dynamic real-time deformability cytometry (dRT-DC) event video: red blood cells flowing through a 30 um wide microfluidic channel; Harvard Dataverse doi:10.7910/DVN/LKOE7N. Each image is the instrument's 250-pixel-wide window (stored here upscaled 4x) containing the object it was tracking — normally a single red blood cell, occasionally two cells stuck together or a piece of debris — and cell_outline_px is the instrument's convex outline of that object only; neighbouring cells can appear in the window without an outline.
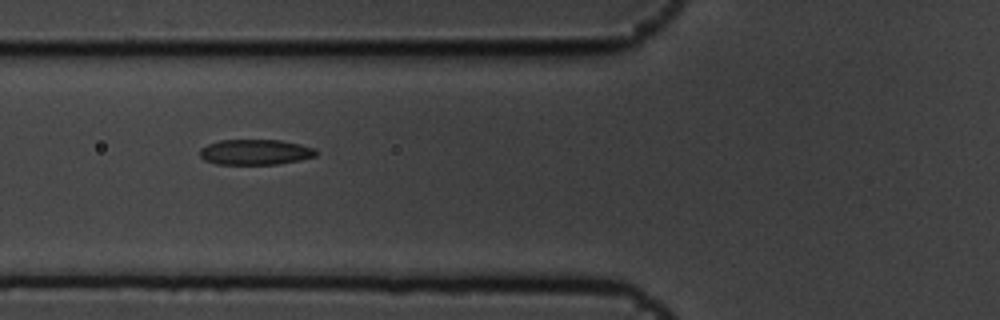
{"species": "common noctule bat (a hibernating species)", "species_latin": "Nyctalus noctula", "temperature_condition": "cold", "stored_images_in_passage": 6, "camera_frame_rate_fps": 3000, "um_per_image_px": 0.085, "animal": {"sex": "male", "body_mass_g": 19.5, "forearm_length_mm": 54.6}, "frame": {"image": 1, "passage_image": 5, "time_ms": 1.333, "image_size_px": [1000, 320], "cell_outline_px": [[320, 152], [316, 156], [300, 160], [276, 164], [216, 164], [204, 160], [200, 156], [200, 148], [208, 144], [220, 140], [280, 140], [300, 144], [316, 148]], "centroid_in_image_um": [21.73, 12.92], "position_along_channel_um": 104.1, "area_um2": 17.34}}
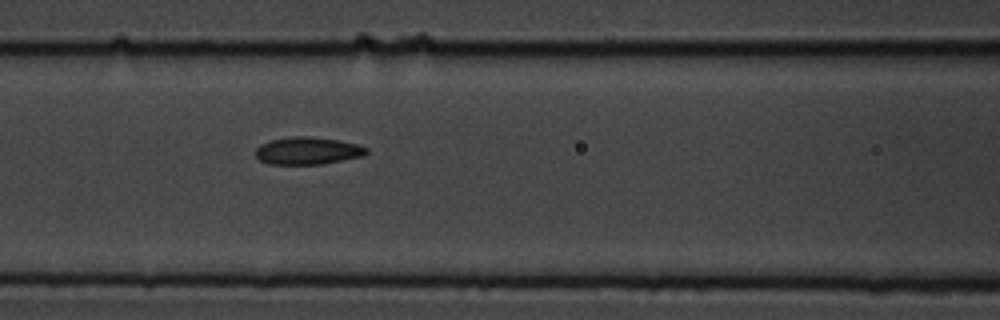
{"frame": {"image": 2, "passage_image": 6, "time_ms": 1.667, "image_size_px": [1000, 320], "cell_outline_px": [[368, 152], [364, 156], [324, 164], [268, 164], [260, 160], [256, 156], [256, 148], [260, 144], [272, 140], [292, 136], [308, 136], [340, 140], [356, 144], [368, 148]], "centroid_in_image_um": [26.17, 12.82], "position_along_channel_um": 140.4, "area_um2": 17.8}}